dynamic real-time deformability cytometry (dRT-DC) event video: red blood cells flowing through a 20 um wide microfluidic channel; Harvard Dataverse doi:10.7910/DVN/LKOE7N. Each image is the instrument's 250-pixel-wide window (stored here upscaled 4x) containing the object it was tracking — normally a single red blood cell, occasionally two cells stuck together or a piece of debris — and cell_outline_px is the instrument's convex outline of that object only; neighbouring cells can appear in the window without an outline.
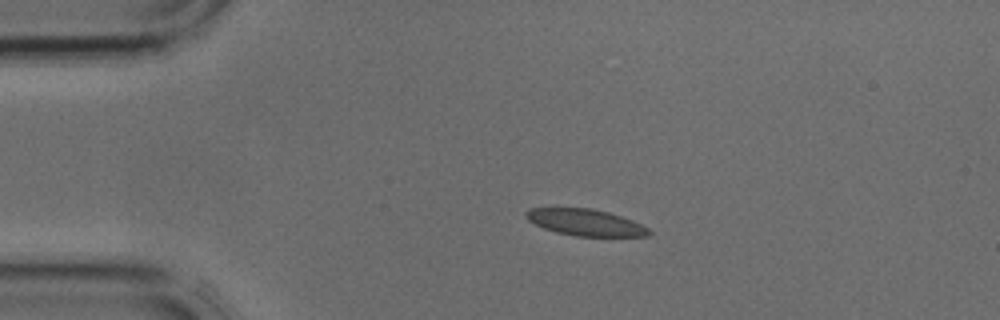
{"species": "common noctule bat (a hibernating species)", "species_latin": "Nyctalus noctula", "temperature_condition": "cold", "stored_images_in_passage": 3, "camera_frame_rate_fps": 3000, "um_per_image_px": 0.085, "animal": {"sex": "male", "body_mass_g": 17.9, "forearm_length_mm": 54.2}, "frame": {"image": 1, "passage_image": 2, "time_ms": 0.333, "image_size_px": [1000, 320], "cell_outline_px": [[652, 232], [648, 236], [576, 236], [556, 232], [544, 228], [528, 220], [524, 216], [524, 212], [528, 208], [592, 208], [608, 212], [632, 220], [648, 228]], "centroid_in_image_um": [49.74, 18.9], "position_along_channel_um": 35.3, "area_um2": 18.96}}